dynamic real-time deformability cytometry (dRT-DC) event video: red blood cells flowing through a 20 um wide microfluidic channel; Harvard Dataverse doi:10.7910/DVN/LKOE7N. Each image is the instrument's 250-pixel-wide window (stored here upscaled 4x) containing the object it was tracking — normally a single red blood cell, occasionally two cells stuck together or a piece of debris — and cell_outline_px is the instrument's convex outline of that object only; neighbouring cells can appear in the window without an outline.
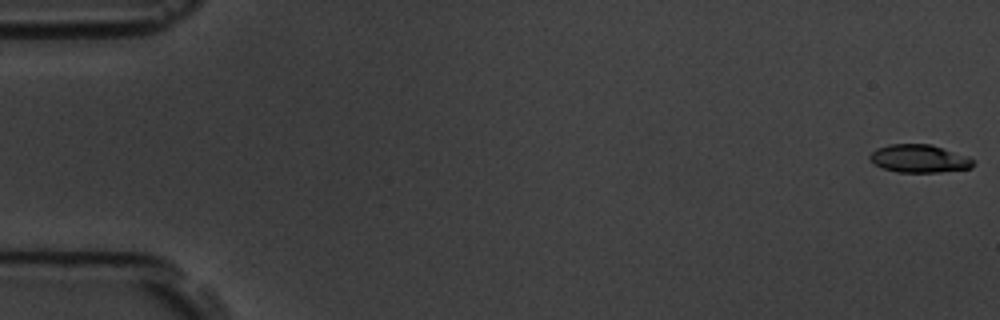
{"species": "common noctule bat (a hibernating species)", "species_latin": "Nyctalus noctula", "temperature_condition": "room temperature", "stored_images_in_passage": 5, "camera_frame_rate_fps": 3000, "um_per_image_px": 0.085, "animal": {"sex": "male", "body_mass_g": 19.5, "forearm_length_mm": 54.6}, "frame": {"image": 1, "passage_image": 1, "time_ms": 0.0, "image_size_px": [1000, 320], "cell_outline_px": [[976, 160], [972, 168], [940, 172], [896, 172], [884, 168], [876, 164], [868, 156], [876, 148], [888, 144], [932, 144], [968, 156]], "centroid_in_image_um": [78.18, 13.47], "position_along_channel_um": 6.8, "area_um2": 16.94}}
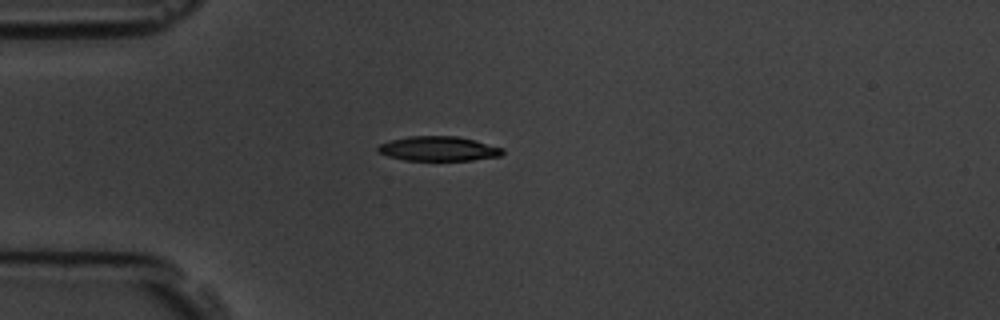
{"frame": {"image": 2, "passage_image": 5, "time_ms": 4.667, "image_size_px": [1000, 320], "cell_outline_px": [[504, 152], [500, 156], [472, 160], [404, 160], [388, 156], [376, 152], [376, 148], [380, 144], [392, 140], [408, 136], [456, 136], [476, 140], [504, 148]], "centroid_in_image_um": [37.27, 12.64], "position_along_channel_um": 47.7, "area_um2": 17.92}}